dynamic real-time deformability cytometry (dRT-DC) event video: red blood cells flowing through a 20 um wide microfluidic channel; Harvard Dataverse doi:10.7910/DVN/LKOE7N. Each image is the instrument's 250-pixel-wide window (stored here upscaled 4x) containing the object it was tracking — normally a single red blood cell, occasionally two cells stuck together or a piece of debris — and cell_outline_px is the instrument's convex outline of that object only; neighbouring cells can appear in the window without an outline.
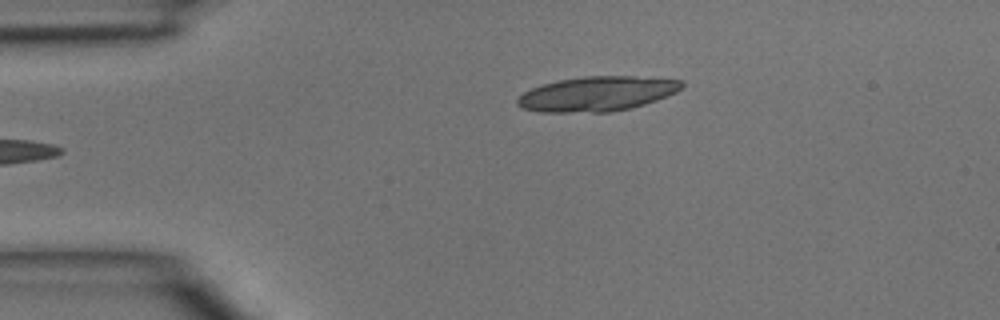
{"species": "common noctule bat (a hibernating species)", "species_latin": "Nyctalus noctula", "temperature_condition": "room temperature", "stored_images_in_passage": 32, "camera_frame_rate_fps": 3000, "um_per_image_px": 0.085, "animal": {"sex": "male", "body_mass_g": 15.6}, "frame": {"image": 1, "passage_image": 1, "time_ms": 0.0, "image_size_px": [1000, 320], "cell_outline_px": [[684, 84], [676, 92], [656, 100], [632, 108], [612, 112], [540, 112], [520, 108], [516, 104], [516, 100], [524, 92], [532, 88], [544, 84], [560, 80], [584, 76], [632, 76], [684, 80]], "centroid_in_image_um": [50.74, 7.98], "position_along_channel_um": 34.3, "area_um2": 33.23}}